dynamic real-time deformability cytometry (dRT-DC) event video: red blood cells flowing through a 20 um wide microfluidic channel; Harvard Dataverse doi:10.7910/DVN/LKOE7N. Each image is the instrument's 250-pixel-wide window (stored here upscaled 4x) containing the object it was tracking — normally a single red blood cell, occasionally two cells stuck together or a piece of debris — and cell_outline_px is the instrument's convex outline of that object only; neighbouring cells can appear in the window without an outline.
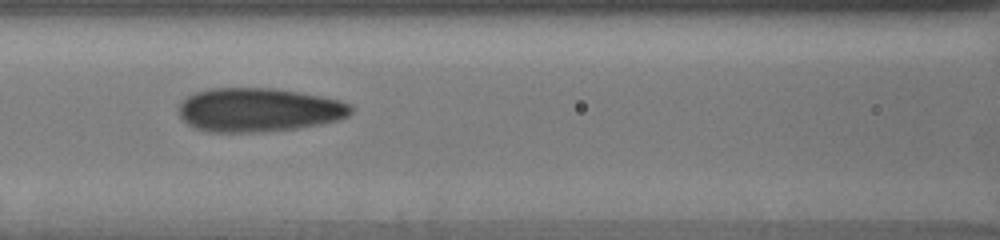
{"species": "human", "species_latin": "Homo sapiens", "temperature_condition": "cold", "stored_images_in_passage": 15, "camera_frame_rate_fps": 3000, "um_per_image_px": 0.085, "donor": {"sex": "male"}, "frame": {"image": 1, "passage_image": 11, "time_ms": 6.333, "image_size_px": [1000, 240], "cell_outline_px": [[352, 112], [348, 116], [340, 120], [300, 128], [264, 132], [208, 132], [192, 128], [180, 116], [180, 104], [192, 92], [208, 88], [272, 88], [300, 92], [340, 100], [352, 104]], "centroid_in_image_um": [22.0, 9.34], "position_along_channel_um": 144.6, "area_um2": 44.39}}
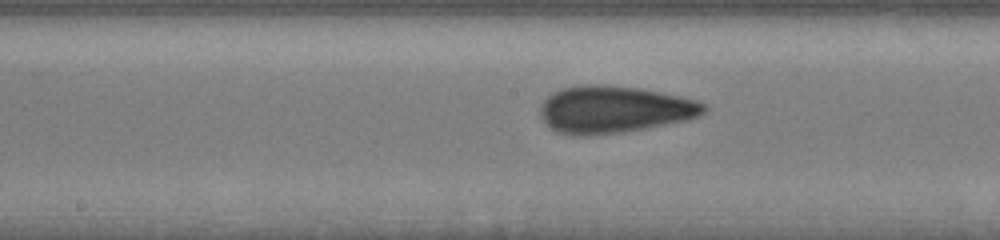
{"frame": {"image": 2, "passage_image": 13, "time_ms": 7.667, "image_size_px": [1000, 240], "cell_outline_px": [[708, 108], [700, 116], [688, 120], [644, 128], [620, 132], [588, 136], [584, 136], [556, 132], [548, 128], [540, 116], [540, 108], [544, 100], [552, 92], [564, 88], [584, 84], [600, 84], [640, 88], [660, 92], [696, 100], [708, 104]], "centroid_in_image_um": [52.19, 9.3], "position_along_channel_um": 196.0, "area_um2": 45.08}}
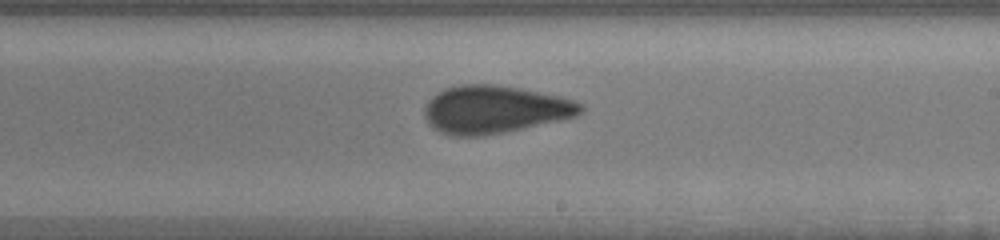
{"frame": {"image": 3, "passage_image": 15, "time_ms": 9.0, "image_size_px": [1000, 240], "cell_outline_px": [[584, 108], [576, 116], [560, 120], [504, 132], [484, 136], [452, 136], [440, 132], [432, 128], [428, 124], [424, 116], [424, 104], [436, 92], [444, 88], [460, 84], [492, 84], [520, 88], [560, 96], [576, 100], [584, 104]], "centroid_in_image_um": [42.0, 9.3], "position_along_channel_um": 247.0, "area_um2": 43.87}}